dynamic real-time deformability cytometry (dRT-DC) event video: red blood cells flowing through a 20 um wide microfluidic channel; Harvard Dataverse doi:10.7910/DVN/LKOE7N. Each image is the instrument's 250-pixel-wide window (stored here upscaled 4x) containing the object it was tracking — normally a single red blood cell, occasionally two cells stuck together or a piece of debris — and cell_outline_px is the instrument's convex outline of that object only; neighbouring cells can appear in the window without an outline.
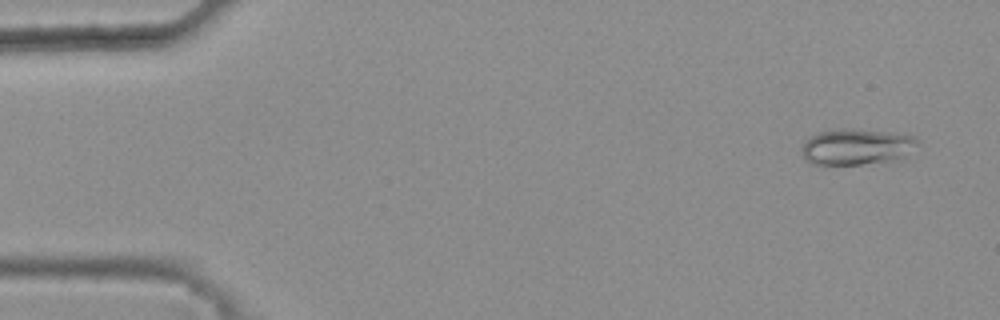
{"species": "common noctule bat (a hibernating species)", "species_latin": "Nyctalus noctula", "temperature_condition": "warm", "stored_images_in_passage": 47, "camera_frame_rate_fps": 3000, "um_per_image_px": 0.085, "animal": {"sex": "female", "body_mass_g": 25.1}, "frame": {"image": 1, "passage_image": 3, "time_ms": 0.667, "image_size_px": [1000, 320], "cell_outline_px": [[920, 144], [904, 156], [884, 160], [860, 164], [812, 164], [804, 156], [800, 148], [808, 136], [820, 132], [844, 128], [892, 132], [916, 136], [920, 140]], "centroid_in_image_um": [72.81, 12.44], "position_along_channel_um": 12.2, "area_um2": 24.1}}
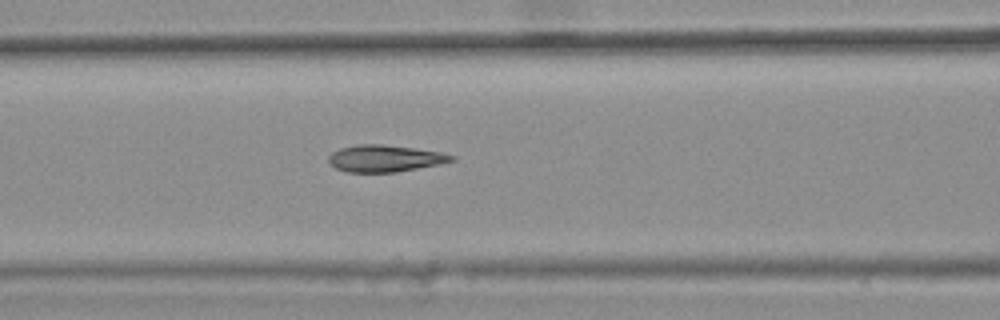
{"frame": {"image": 2, "passage_image": 22, "time_ms": 7.0, "image_size_px": [1000, 320], "cell_outline_px": [[456, 160], [440, 164], [396, 172], [348, 172], [336, 168], [328, 160], [328, 156], [332, 152], [340, 148], [356, 144], [384, 144], [440, 152], [456, 156]], "centroid_in_image_um": [32.72, 13.46], "position_along_channel_um": 133.9, "area_um2": 19.19}}
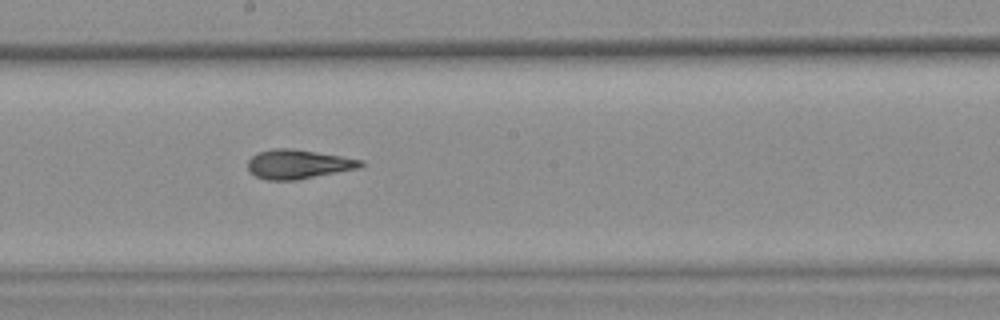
{"frame": {"image": 3, "passage_image": 29, "time_ms": 9.333, "image_size_px": [1000, 320], "cell_outline_px": [[364, 164], [360, 168], [296, 180], [268, 180], [256, 176], [248, 172], [248, 160], [252, 156], [260, 152], [272, 148], [292, 148], [364, 160]], "centroid_in_image_um": [25.34, 13.96], "position_along_channel_um": 222.9, "area_um2": 19.19}, "authors_computed_cell_mechanics": {"area_um2": 19.3052, "velocity_mm_per_s": 3.8207, "shape_relaxation_time_tau1_ms": null, "shape_relaxation_time_tau2_ms": 1.2992, "deformation_change_tau1": null, "deformation_change_tau2": 0.0793}}